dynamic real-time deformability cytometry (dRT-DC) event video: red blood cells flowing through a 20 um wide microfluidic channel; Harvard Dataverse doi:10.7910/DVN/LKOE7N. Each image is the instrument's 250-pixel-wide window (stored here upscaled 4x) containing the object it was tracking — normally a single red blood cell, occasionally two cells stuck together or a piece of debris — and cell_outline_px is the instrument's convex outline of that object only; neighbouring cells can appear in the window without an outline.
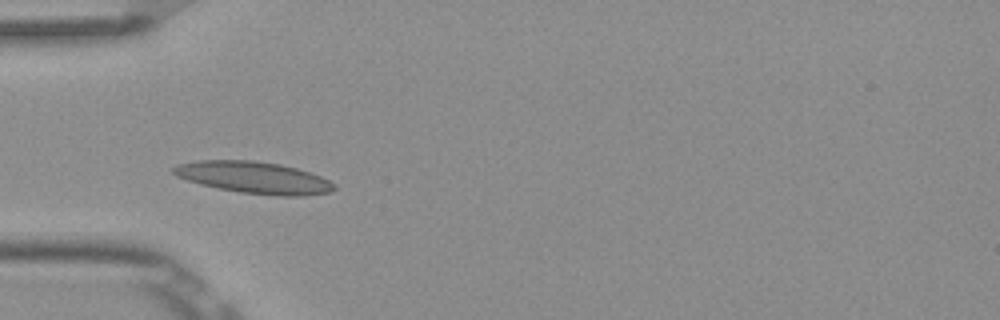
{"species": "Egyptian fruit bat (a non-hibernating species)", "species_latin": "Rousettus aegyptiacus", "temperature_condition": "room temperature", "stored_images_in_passage": 5, "camera_frame_rate_fps": 3000, "um_per_image_px": 0.085, "frame": {"image": 1, "passage_image": 4, "time_ms": 1.0, "image_size_px": [1000, 320], "cell_outline_px": [[336, 188], [328, 192], [300, 196], [280, 196], [240, 192], [216, 188], [200, 184], [176, 176], [172, 172], [172, 168], [176, 164], [200, 160], [252, 160], [280, 164], [296, 168], [320, 176], [336, 184]], "centroid_in_image_um": [21.55, 15.09], "position_along_channel_um": 63.5, "area_um2": 29.71}}
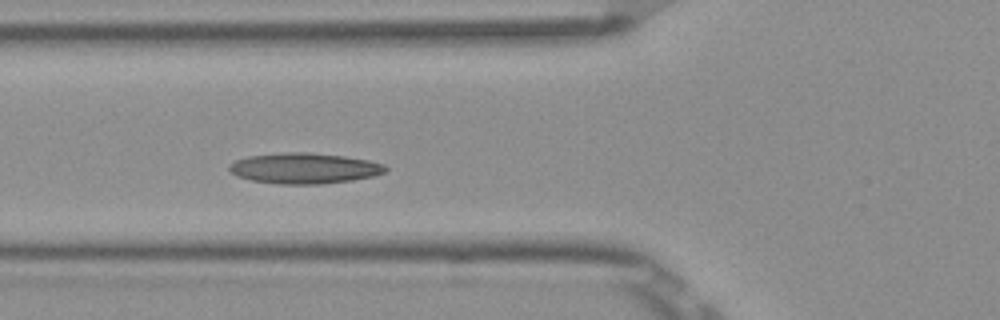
{"frame": {"image": 2, "passage_image": 5, "time_ms": 1.333, "image_size_px": [1000, 320], "cell_outline_px": [[388, 168], [384, 172], [372, 176], [352, 180], [324, 184], [276, 184], [252, 180], [236, 176], [228, 168], [228, 164], [236, 160], [248, 156], [284, 152], [304, 152], [344, 156], [368, 160], [384, 164]], "centroid_in_image_um": [25.84, 14.3], "position_along_channel_um": 100.0, "area_um2": 27.92}}